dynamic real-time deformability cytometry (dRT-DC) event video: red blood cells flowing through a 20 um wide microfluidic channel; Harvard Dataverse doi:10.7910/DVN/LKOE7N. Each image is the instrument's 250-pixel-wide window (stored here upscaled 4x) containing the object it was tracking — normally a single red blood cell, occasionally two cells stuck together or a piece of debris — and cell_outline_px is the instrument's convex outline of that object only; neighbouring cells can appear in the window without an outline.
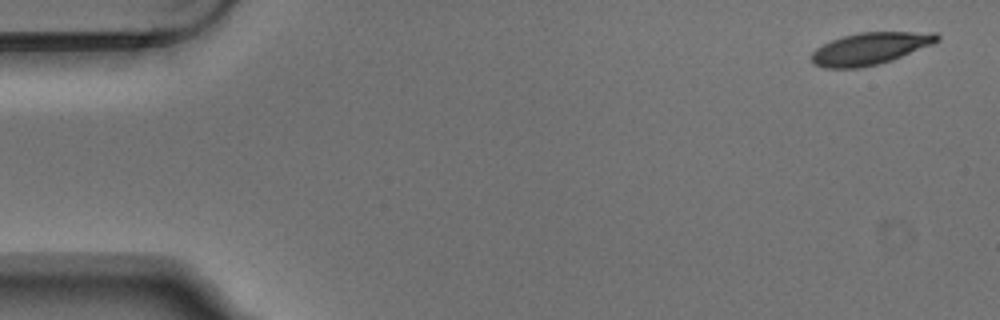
{"species": "Egyptian fruit bat (a non-hibernating species)", "species_latin": "Rousettus aegyptiacus", "temperature_condition": "warm", "stored_images_in_passage": 6, "camera_frame_rate_fps": 3000, "um_per_image_px": 0.085, "animal": {"sex": "male"}, "frame": {"image": 1, "passage_image": 1, "time_ms": 0.0, "image_size_px": [1000, 320], "cell_outline_px": [[940, 40], [932, 44], [892, 60], [860, 68], [824, 68], [812, 64], [812, 52], [816, 48], [832, 40], [844, 36], [860, 32], [936, 32], [940, 36]], "centroid_in_image_um": [73.96, 4.13], "position_along_channel_um": 11.0, "area_um2": 23.35}}
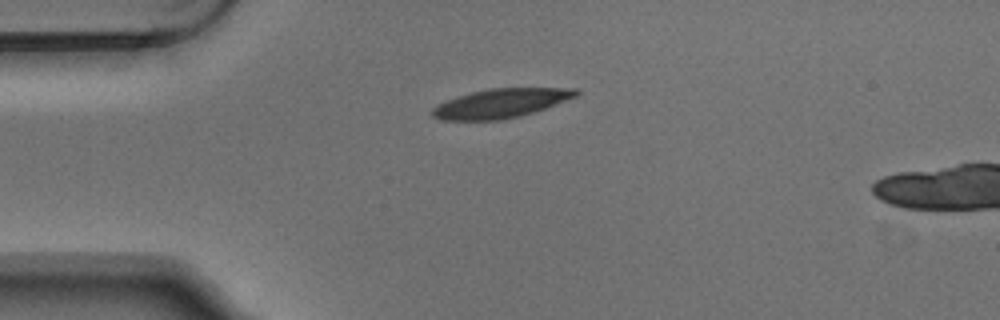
{"frame": {"image": 2, "passage_image": 4, "time_ms": 1.0, "image_size_px": [1000, 320], "cell_outline_px": [[580, 92], [576, 96], [544, 108], [520, 116], [500, 120], [444, 120], [432, 116], [432, 108], [448, 100], [472, 92], [492, 88], [576, 88]], "centroid_in_image_um": [42.58, 8.78], "position_along_channel_um": 42.4, "area_um2": 23.87}}